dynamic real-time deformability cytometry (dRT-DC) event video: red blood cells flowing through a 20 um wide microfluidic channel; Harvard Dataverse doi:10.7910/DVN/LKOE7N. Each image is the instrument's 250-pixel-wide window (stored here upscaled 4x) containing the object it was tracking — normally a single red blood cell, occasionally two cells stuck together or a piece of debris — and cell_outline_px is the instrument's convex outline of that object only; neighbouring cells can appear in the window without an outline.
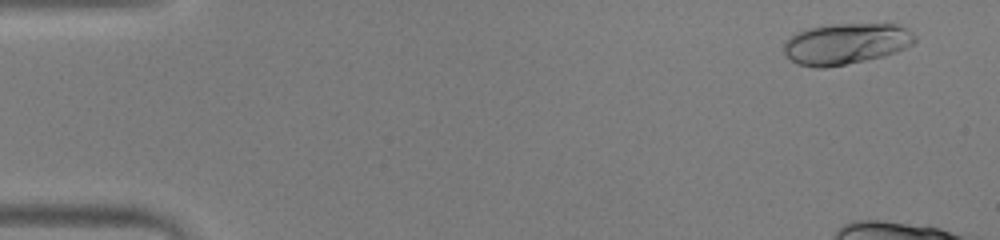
{"species": "human", "species_latin": "Homo sapiens", "temperature_condition": "warm", "stored_images_in_passage": 14, "camera_frame_rate_fps": 3000, "um_per_image_px": 0.085, "donor": {"sex": "male"}, "frame": {"image": 1, "passage_image": 3, "time_ms": 0.667, "image_size_px": [1000, 240], "cell_outline_px": [[916, 40], [912, 44], [896, 52], [884, 56], [824, 68], [816, 68], [796, 64], [784, 56], [784, 44], [796, 32], [808, 28], [828, 24], [896, 24], [912, 32], [916, 36]], "centroid_in_image_um": [71.87, 3.72], "position_along_channel_um": 13.1, "area_um2": 31.33}}